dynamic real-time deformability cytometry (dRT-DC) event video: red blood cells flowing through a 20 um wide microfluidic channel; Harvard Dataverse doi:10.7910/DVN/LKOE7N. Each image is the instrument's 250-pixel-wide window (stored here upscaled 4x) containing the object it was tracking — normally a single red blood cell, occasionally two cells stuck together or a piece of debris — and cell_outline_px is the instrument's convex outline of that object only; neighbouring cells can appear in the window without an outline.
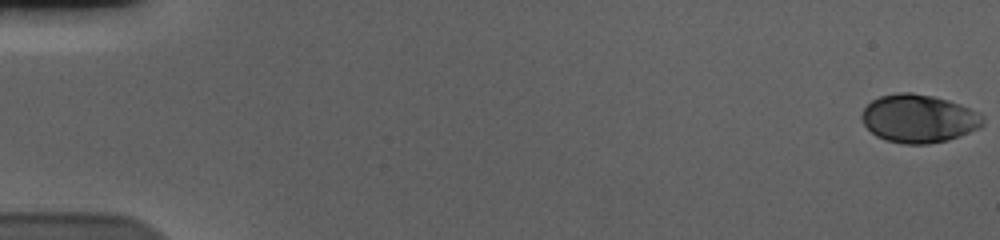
{"species": "human", "species_latin": "Homo sapiens", "temperature_condition": "cold", "stored_images_in_passage": 58, "camera_frame_rate_fps": 3000, "um_per_image_px": 0.085, "donor": {"sex": "male"}, "frame": {"image": 1, "passage_image": 1, "time_ms": 0.0, "image_size_px": [1000, 240], "cell_outline_px": [[984, 124], [980, 128], [960, 136], [948, 140], [928, 144], [904, 144], [884, 140], [876, 136], [864, 124], [860, 116], [864, 108], [872, 100], [880, 96], [896, 92], [912, 92], [932, 96], [948, 100], [960, 104], [980, 112], [984, 116]], "centroid_in_image_um": [78.11, 10.08], "position_along_channel_um": 6.9, "area_um2": 34.33}}
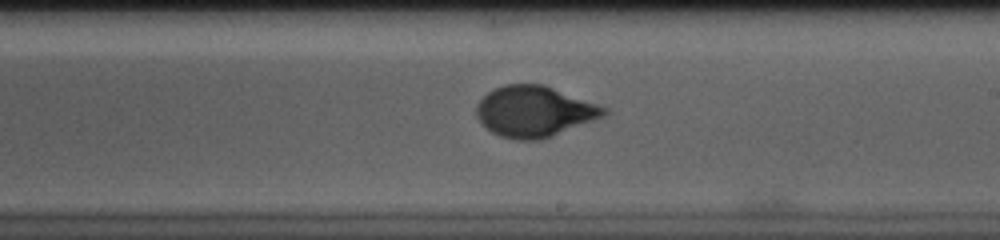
{"frame": {"image": 2, "passage_image": 35, "time_ms": 11.333, "image_size_px": [1000, 240], "cell_outline_px": [[608, 112], [604, 116], [552, 136], [540, 140], [516, 140], [500, 136], [492, 132], [476, 116], [476, 104], [492, 88], [504, 84], [544, 84], [608, 108]], "centroid_in_image_um": [45.41, 9.46], "position_along_channel_um": 243.6, "area_um2": 37.69}}
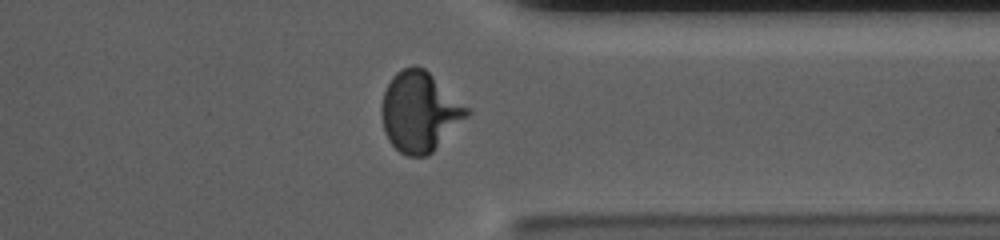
{"frame": {"image": 3, "passage_image": 46, "time_ms": 15.0, "image_size_px": [1000, 240], "cell_outline_px": [[472, 112], [428, 156], [408, 156], [400, 152], [388, 140], [384, 132], [380, 112], [380, 108], [384, 92], [392, 76], [396, 72], [404, 68], [416, 64], [424, 68], [472, 108]], "centroid_in_image_um": [35.69, 9.48], "position_along_channel_um": 375.7, "area_um2": 40.17}, "authors_computed_cell_mechanics": {"area_um2": 36.9053, "velocity_mm_per_s": 3.6609, "shape_relaxation_time_tau1_ms": 3.3693, "shape_relaxation_time_tau2_ms": null, "deformation_change_tau1": 0.1723, "deformation_change_tau2": null}}